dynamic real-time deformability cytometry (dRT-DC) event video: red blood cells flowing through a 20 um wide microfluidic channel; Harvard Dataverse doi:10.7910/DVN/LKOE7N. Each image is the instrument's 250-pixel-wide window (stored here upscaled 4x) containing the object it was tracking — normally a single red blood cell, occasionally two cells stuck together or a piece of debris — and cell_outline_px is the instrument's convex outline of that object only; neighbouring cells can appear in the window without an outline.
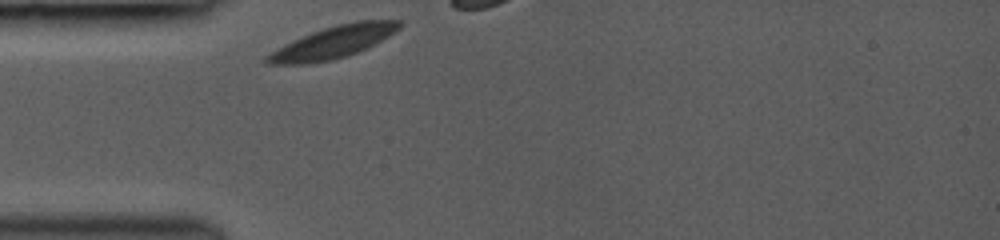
{"species": "common noctule bat (a hibernating species)", "species_latin": "Nyctalus noctula", "temperature_condition": "room temperature", "stored_images_in_passage": 3, "camera_frame_rate_fps": 3000, "um_per_image_px": 0.085, "animal": {"sex": "female", "body_mass_g": 19.0, "forearm_length_mm": 53.3}, "frame": {"image": 1, "passage_image": 1, "time_ms": 0.0, "image_size_px": [1000, 240], "cell_outline_px": [[404, 24], [400, 28], [388, 36], [348, 56], [332, 60], [308, 64], [264, 64], [264, 56], [276, 48], [292, 40], [312, 32], [336, 24], [356, 20], [400, 20]], "centroid_in_image_um": [28.27, 3.59], "position_along_channel_um": 56.7, "area_um2": 24.8}}